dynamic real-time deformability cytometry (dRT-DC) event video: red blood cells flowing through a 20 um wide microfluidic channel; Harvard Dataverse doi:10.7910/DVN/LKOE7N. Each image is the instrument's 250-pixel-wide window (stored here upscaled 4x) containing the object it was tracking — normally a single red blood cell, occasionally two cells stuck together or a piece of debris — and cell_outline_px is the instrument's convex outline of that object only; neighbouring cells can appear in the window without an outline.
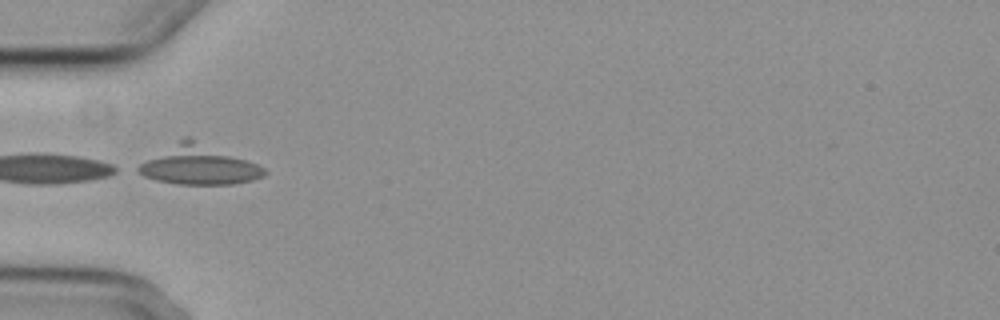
{"species": "common noctule bat (a hibernating species)", "species_latin": "Nyctalus noctula", "temperature_condition": "cold", "stored_images_in_passage": 3, "camera_frame_rate_fps": 3000, "um_per_image_px": 0.085, "animal": {"sex": "female", "body_mass_g": 29.2, "forearm_length_mm": 56.3}, "frame": {"image": 1, "passage_image": 1, "time_ms": 0.0, "image_size_px": [1000, 320], "cell_outline_px": [[268, 172], [264, 176], [252, 180], [232, 184], [176, 184], [156, 180], [144, 176], [132, 168], [184, 136], [188, 136], [256, 164], [264, 168]], "centroid_in_image_um": [16.84, 14.03], "position_along_channel_um": 68.2, "area_um2": 28.61}}
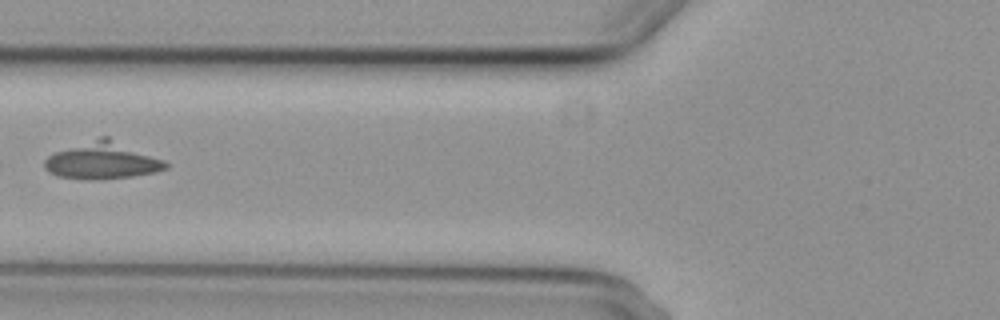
{"frame": {"image": 2, "passage_image": 2, "time_ms": 1.333, "image_size_px": [1000, 320], "cell_outline_px": [[168, 168], [152, 172], [132, 176], [88, 180], [56, 176], [48, 172], [44, 168], [44, 160], [48, 156], [56, 152], [100, 136], [108, 136], [160, 160], [168, 164]], "centroid_in_image_um": [8.62, 13.66], "position_along_channel_um": 117.2, "area_um2": 25.43}}
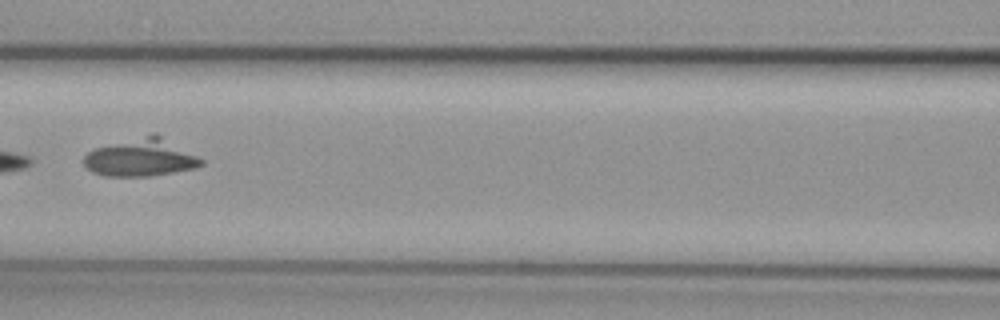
{"frame": {"image": 3, "passage_image": 3, "time_ms": 2.333, "image_size_px": [1000, 320], "cell_outline_px": [[204, 164], [196, 168], [148, 176], [104, 176], [92, 172], [84, 164], [84, 156], [88, 152], [96, 148], [152, 132], [156, 132], [204, 160]], "centroid_in_image_um": [11.99, 13.38], "position_along_channel_um": 154.6, "area_um2": 25.78}}